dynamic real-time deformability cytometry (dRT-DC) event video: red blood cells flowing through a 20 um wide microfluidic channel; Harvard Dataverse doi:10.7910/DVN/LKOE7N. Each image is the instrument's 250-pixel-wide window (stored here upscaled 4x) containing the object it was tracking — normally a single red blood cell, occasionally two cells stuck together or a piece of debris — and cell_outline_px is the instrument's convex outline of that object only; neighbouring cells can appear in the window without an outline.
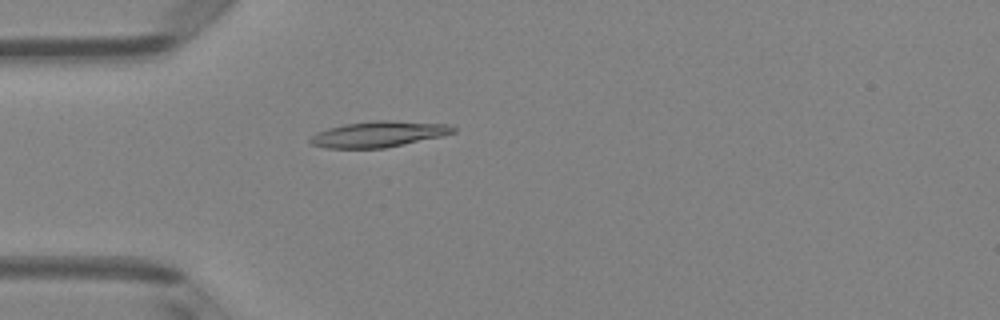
{"species": "Egyptian fruit bat (a non-hibernating species)", "species_latin": "Rousettus aegyptiacus", "temperature_condition": "room temperature", "stored_images_in_passage": 49, "camera_frame_rate_fps": 3000, "um_per_image_px": 0.085, "animal": {"sex": "female"}, "frame": {"image": 1, "passage_image": 14, "time_ms": 4.333, "image_size_px": [1000, 320], "cell_outline_px": [[456, 132], [440, 136], [384, 148], [328, 148], [312, 144], [308, 140], [316, 132], [328, 128], [344, 124], [376, 120], [388, 120], [452, 124], [456, 128]], "centroid_in_image_um": [32.19, 11.39], "position_along_channel_um": 52.8, "area_um2": 21.44}}
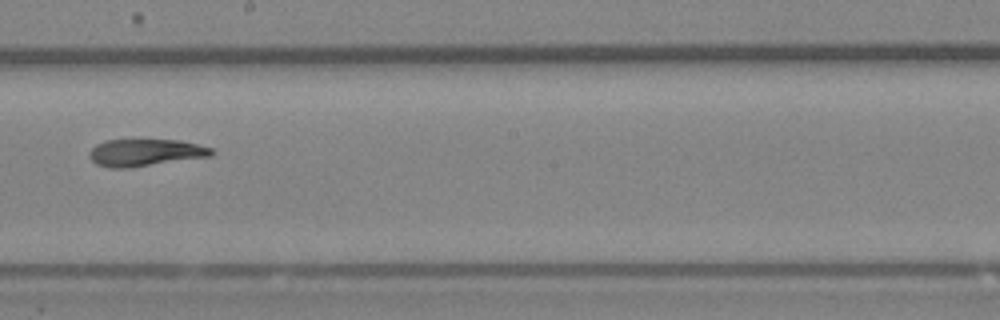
{"frame": {"image": 2, "passage_image": 28, "time_ms": 9.0, "image_size_px": [1000, 320], "cell_outline_px": [[216, 152], [212, 156], [128, 168], [112, 168], [96, 164], [88, 156], [88, 152], [96, 144], [104, 140], [180, 140], [212, 148]], "centroid_in_image_um": [12.34, 12.97], "position_along_channel_um": 235.9, "area_um2": 19.36}}
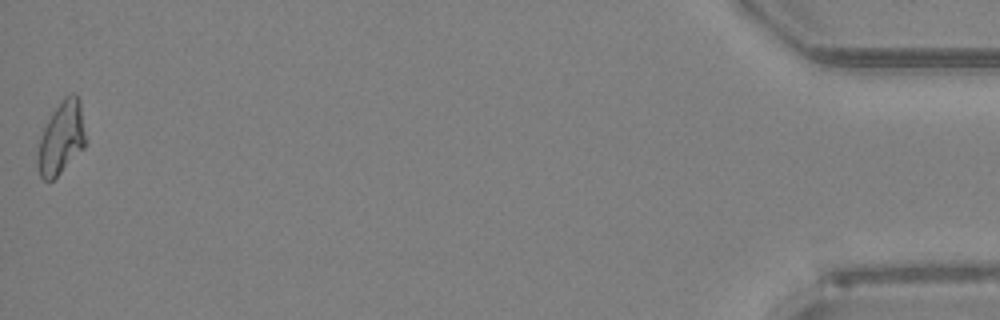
{"frame": {"image": 3, "passage_image": 49, "time_ms": 16.0, "image_size_px": [1000, 320], "cell_outline_px": [[84, 148], [52, 180], [44, 180], [40, 176], [36, 164], [36, 152], [44, 128], [52, 112], [64, 96], [72, 92], [76, 92], [80, 100], [84, 132]], "centroid_in_image_um": [5.18, 11.71], "position_along_channel_um": 430.0, "area_um2": 20.11}, "authors_computed_cell_mechanics": {"area_um2": 20.0566, "velocity_mm_per_s": 4.1219, "shape_relaxation_time_tau1_ms": null, "shape_relaxation_time_tau2_ms": 3.6871, "deformation_change_tau1": null, "deformation_change_tau2": 0.1071}}